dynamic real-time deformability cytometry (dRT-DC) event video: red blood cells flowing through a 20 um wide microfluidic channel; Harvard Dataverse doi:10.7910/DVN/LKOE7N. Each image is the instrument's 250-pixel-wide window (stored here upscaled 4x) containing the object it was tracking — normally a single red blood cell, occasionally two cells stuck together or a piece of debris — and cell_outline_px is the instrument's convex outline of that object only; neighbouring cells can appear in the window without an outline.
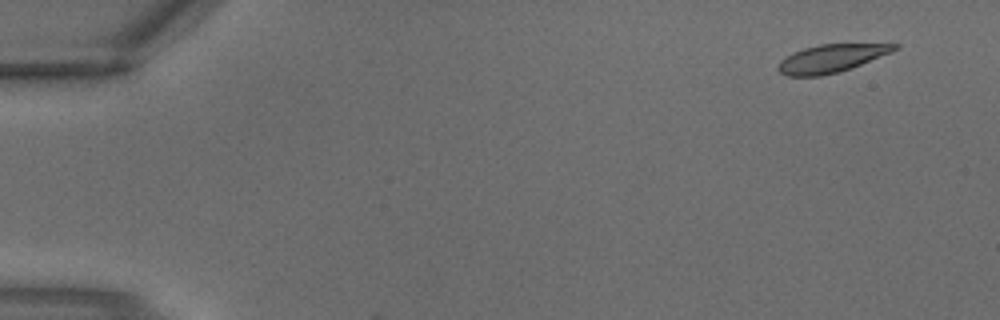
{"species": "common noctule bat (a hibernating species)", "species_latin": "Nyctalus noctula", "temperature_condition": "warm", "stored_images_in_passage": 3, "camera_frame_rate_fps": 3000, "um_per_image_px": 0.085, "animal": {"sex": "male", "body_mass_g": 18.8}, "frame": {"image": 1, "passage_image": 1, "time_ms": 0.0, "image_size_px": [1000, 320], "cell_outline_px": [[900, 48], [892, 52], [852, 68], [840, 72], [820, 76], [784, 76], [776, 68], [776, 64], [780, 60], [792, 52], [804, 48], [820, 44], [900, 44]], "centroid_in_image_um": [70.63, 4.97], "position_along_channel_um": 14.4, "area_um2": 19.19}}